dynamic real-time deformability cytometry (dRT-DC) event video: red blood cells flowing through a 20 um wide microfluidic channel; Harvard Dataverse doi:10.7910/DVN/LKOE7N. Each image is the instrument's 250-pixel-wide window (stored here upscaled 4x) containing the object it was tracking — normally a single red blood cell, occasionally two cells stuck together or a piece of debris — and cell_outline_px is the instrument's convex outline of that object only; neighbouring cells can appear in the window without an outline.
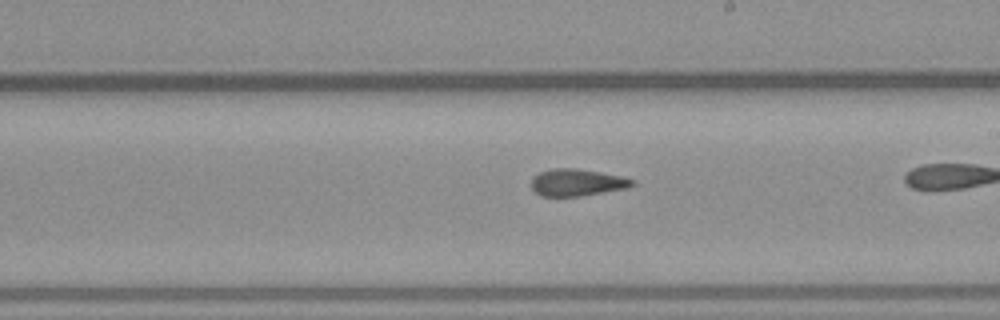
{"species": "common noctule bat (a hibernating species)", "species_latin": "Nyctalus noctula", "temperature_condition": "warm", "stored_images_in_passage": 34, "camera_frame_rate_fps": 3000, "um_per_image_px": 0.085, "animal": {"sex": "male", "body_mass_g": 23.1, "forearm_length_mm": 52.7}, "frame": {"image": 1, "passage_image": 25, "time_ms": 8.0, "image_size_px": [1000, 320], "cell_outline_px": [[636, 184], [628, 188], [580, 196], [540, 196], [532, 188], [532, 176], [540, 172], [552, 168], [576, 168], [600, 172], [620, 176], [636, 180]], "centroid_in_image_um": [49.06, 15.51], "position_along_channel_um": 239.9, "area_um2": 15.95}}